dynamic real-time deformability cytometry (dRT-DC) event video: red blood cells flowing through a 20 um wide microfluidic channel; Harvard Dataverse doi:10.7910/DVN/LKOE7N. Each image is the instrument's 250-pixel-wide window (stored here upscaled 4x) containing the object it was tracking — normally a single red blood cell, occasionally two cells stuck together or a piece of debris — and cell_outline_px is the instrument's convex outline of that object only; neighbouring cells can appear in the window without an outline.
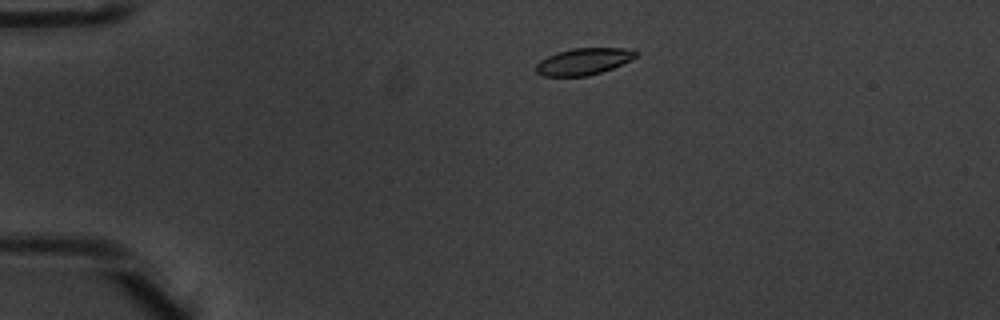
{"species": "common noctule bat (a hibernating species)", "species_latin": "Nyctalus noctula", "temperature_condition": "warm", "stored_images_in_passage": 4, "camera_frame_rate_fps": 3000, "um_per_image_px": 0.085, "animal": {"sex": "male", "body_mass_g": 20.1, "forearm_length_mm": 53.5}, "frame": {"image": 1, "passage_image": 2, "time_ms": 0.333, "image_size_px": [1000, 320], "cell_outline_px": [[640, 52], [636, 56], [612, 68], [588, 76], [540, 76], [536, 72], [536, 64], [540, 60], [556, 52], [572, 48], [624, 48]], "centroid_in_image_um": [49.55, 5.22], "position_along_channel_um": 35.4, "area_um2": 15.43}}
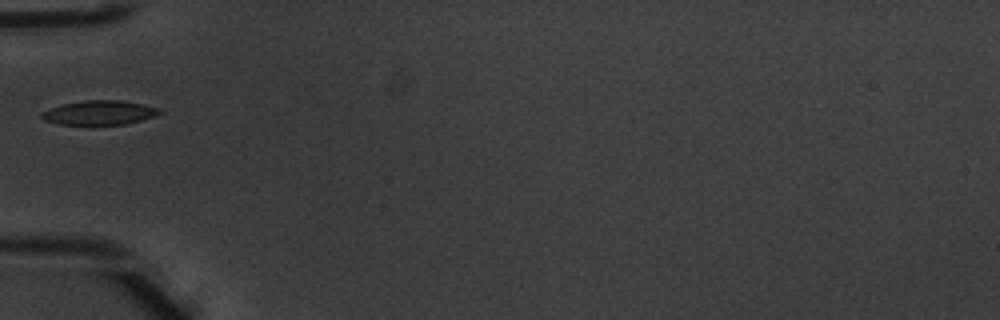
{"frame": {"image": 2, "passage_image": 4, "time_ms": 1.0, "image_size_px": [1000, 320], "cell_outline_px": [[160, 112], [152, 116], [140, 120], [124, 124], [88, 128], [56, 124], [44, 120], [40, 116], [40, 112], [64, 104], [84, 100], [120, 100], [144, 104], [160, 108]], "centroid_in_image_um": [8.37, 9.63], "position_along_channel_um": 76.6, "area_um2": 17.4}}